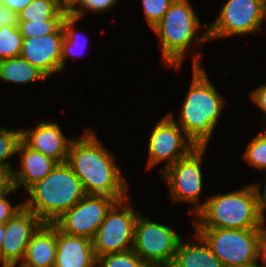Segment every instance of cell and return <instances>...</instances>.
I'll return each mask as SVG.
<instances>
[{"label":"cell","mask_w":266,"mask_h":267,"mask_svg":"<svg viewBox=\"0 0 266 267\" xmlns=\"http://www.w3.org/2000/svg\"><path fill=\"white\" fill-rule=\"evenodd\" d=\"M72 139L67 163L80 179L86 194L107 195L117 201L127 198V183L114 156L102 146L93 130Z\"/></svg>","instance_id":"6da1fadb"},{"label":"cell","mask_w":266,"mask_h":267,"mask_svg":"<svg viewBox=\"0 0 266 267\" xmlns=\"http://www.w3.org/2000/svg\"><path fill=\"white\" fill-rule=\"evenodd\" d=\"M193 79L182 104L179 120H174L196 146H207L225 106L200 64V53L193 55Z\"/></svg>","instance_id":"7a4b0ae2"},{"label":"cell","mask_w":266,"mask_h":267,"mask_svg":"<svg viewBox=\"0 0 266 267\" xmlns=\"http://www.w3.org/2000/svg\"><path fill=\"white\" fill-rule=\"evenodd\" d=\"M259 185L243 186L226 194L210 196L196 213L195 228L249 229L259 228L262 213Z\"/></svg>","instance_id":"3957f363"},{"label":"cell","mask_w":266,"mask_h":267,"mask_svg":"<svg viewBox=\"0 0 266 267\" xmlns=\"http://www.w3.org/2000/svg\"><path fill=\"white\" fill-rule=\"evenodd\" d=\"M27 192L31 198L23 202V205L43 223H53L86 195L80 179L67 162L58 163Z\"/></svg>","instance_id":"277c9868"},{"label":"cell","mask_w":266,"mask_h":267,"mask_svg":"<svg viewBox=\"0 0 266 267\" xmlns=\"http://www.w3.org/2000/svg\"><path fill=\"white\" fill-rule=\"evenodd\" d=\"M201 28V22L189 1L174 0L162 19L152 28L160 38L164 63L176 70L180 69L184 54L192 47V43L197 46L209 41L208 30L200 37H195Z\"/></svg>","instance_id":"5b68a950"},{"label":"cell","mask_w":266,"mask_h":267,"mask_svg":"<svg viewBox=\"0 0 266 267\" xmlns=\"http://www.w3.org/2000/svg\"><path fill=\"white\" fill-rule=\"evenodd\" d=\"M224 267H248L262 258L259 228H195Z\"/></svg>","instance_id":"8992f818"},{"label":"cell","mask_w":266,"mask_h":267,"mask_svg":"<svg viewBox=\"0 0 266 267\" xmlns=\"http://www.w3.org/2000/svg\"><path fill=\"white\" fill-rule=\"evenodd\" d=\"M180 240L174 229L143 218L140 213L135 222L132 250L150 267H169Z\"/></svg>","instance_id":"52a82bcc"},{"label":"cell","mask_w":266,"mask_h":267,"mask_svg":"<svg viewBox=\"0 0 266 267\" xmlns=\"http://www.w3.org/2000/svg\"><path fill=\"white\" fill-rule=\"evenodd\" d=\"M129 204L127 198L117 201L107 212L92 239L96 257L132 249L135 222L140 213Z\"/></svg>","instance_id":"ba28073f"},{"label":"cell","mask_w":266,"mask_h":267,"mask_svg":"<svg viewBox=\"0 0 266 267\" xmlns=\"http://www.w3.org/2000/svg\"><path fill=\"white\" fill-rule=\"evenodd\" d=\"M265 18L264 0H228L214 23L210 27L206 24L205 28L209 40L235 34L245 35L258 32Z\"/></svg>","instance_id":"9c48e42d"},{"label":"cell","mask_w":266,"mask_h":267,"mask_svg":"<svg viewBox=\"0 0 266 267\" xmlns=\"http://www.w3.org/2000/svg\"><path fill=\"white\" fill-rule=\"evenodd\" d=\"M205 150L206 146H197L186 157L177 160L161 173L169 186L172 202L195 204L194 210H190L194 214L202 208L199 197L203 186L201 165Z\"/></svg>","instance_id":"30bf717a"},{"label":"cell","mask_w":266,"mask_h":267,"mask_svg":"<svg viewBox=\"0 0 266 267\" xmlns=\"http://www.w3.org/2000/svg\"><path fill=\"white\" fill-rule=\"evenodd\" d=\"M117 202L107 195L86 194L53 224L63 233L93 239L107 212Z\"/></svg>","instance_id":"8fae6325"},{"label":"cell","mask_w":266,"mask_h":267,"mask_svg":"<svg viewBox=\"0 0 266 267\" xmlns=\"http://www.w3.org/2000/svg\"><path fill=\"white\" fill-rule=\"evenodd\" d=\"M172 116L171 113L163 116L164 118L157 122L151 133L147 169L165 161V165L161 169L162 173L197 147L187 135H183L184 130L174 121Z\"/></svg>","instance_id":"7c38bea8"},{"label":"cell","mask_w":266,"mask_h":267,"mask_svg":"<svg viewBox=\"0 0 266 267\" xmlns=\"http://www.w3.org/2000/svg\"><path fill=\"white\" fill-rule=\"evenodd\" d=\"M43 222L24 205L5 222V238L0 249L2 267H15L23 261L33 234Z\"/></svg>","instance_id":"4fadbf2b"},{"label":"cell","mask_w":266,"mask_h":267,"mask_svg":"<svg viewBox=\"0 0 266 267\" xmlns=\"http://www.w3.org/2000/svg\"><path fill=\"white\" fill-rule=\"evenodd\" d=\"M64 33L23 38L20 56L42 71L48 78L61 72V54Z\"/></svg>","instance_id":"5bb4252c"},{"label":"cell","mask_w":266,"mask_h":267,"mask_svg":"<svg viewBox=\"0 0 266 267\" xmlns=\"http://www.w3.org/2000/svg\"><path fill=\"white\" fill-rule=\"evenodd\" d=\"M22 140L32 149L41 152L58 163L68 160L69 147L72 139L68 140L57 123L39 122L35 129H22Z\"/></svg>","instance_id":"9a60e30c"},{"label":"cell","mask_w":266,"mask_h":267,"mask_svg":"<svg viewBox=\"0 0 266 267\" xmlns=\"http://www.w3.org/2000/svg\"><path fill=\"white\" fill-rule=\"evenodd\" d=\"M92 240L72 236L57 228V252L54 267H96Z\"/></svg>","instance_id":"2e32d148"},{"label":"cell","mask_w":266,"mask_h":267,"mask_svg":"<svg viewBox=\"0 0 266 267\" xmlns=\"http://www.w3.org/2000/svg\"><path fill=\"white\" fill-rule=\"evenodd\" d=\"M21 153V170H14L16 189L23 186L28 190L36 182L44 179L58 164L54 159L45 156L20 141L17 153Z\"/></svg>","instance_id":"e0dca14e"},{"label":"cell","mask_w":266,"mask_h":267,"mask_svg":"<svg viewBox=\"0 0 266 267\" xmlns=\"http://www.w3.org/2000/svg\"><path fill=\"white\" fill-rule=\"evenodd\" d=\"M57 252V227L43 223L33 234L20 267H54Z\"/></svg>","instance_id":"ac0fdd59"},{"label":"cell","mask_w":266,"mask_h":267,"mask_svg":"<svg viewBox=\"0 0 266 267\" xmlns=\"http://www.w3.org/2000/svg\"><path fill=\"white\" fill-rule=\"evenodd\" d=\"M195 237L197 243L179 241L174 259L169 267H224L204 239L197 233Z\"/></svg>","instance_id":"d6986e66"},{"label":"cell","mask_w":266,"mask_h":267,"mask_svg":"<svg viewBox=\"0 0 266 267\" xmlns=\"http://www.w3.org/2000/svg\"><path fill=\"white\" fill-rule=\"evenodd\" d=\"M48 77L23 57L0 60V80L26 84L33 81H44Z\"/></svg>","instance_id":"ffe728a7"},{"label":"cell","mask_w":266,"mask_h":267,"mask_svg":"<svg viewBox=\"0 0 266 267\" xmlns=\"http://www.w3.org/2000/svg\"><path fill=\"white\" fill-rule=\"evenodd\" d=\"M66 13L61 11L56 0H33L18 13V21L44 22L64 20Z\"/></svg>","instance_id":"44dd1931"},{"label":"cell","mask_w":266,"mask_h":267,"mask_svg":"<svg viewBox=\"0 0 266 267\" xmlns=\"http://www.w3.org/2000/svg\"><path fill=\"white\" fill-rule=\"evenodd\" d=\"M79 17L73 16V15H66L62 22V28L64 31V39L62 43V54H61V72L64 70L65 62L67 60L68 56H77L78 51L75 50V48H80L82 51L84 47L86 46L87 39L80 38L79 35L75 30V24L79 20ZM82 37V36H81ZM82 42H81V41ZM79 50V49H78ZM75 51H77L75 53ZM80 51V52H81Z\"/></svg>","instance_id":"7402d4cb"},{"label":"cell","mask_w":266,"mask_h":267,"mask_svg":"<svg viewBox=\"0 0 266 267\" xmlns=\"http://www.w3.org/2000/svg\"><path fill=\"white\" fill-rule=\"evenodd\" d=\"M22 44L23 36L19 27L0 28V60L20 56Z\"/></svg>","instance_id":"603a6c76"},{"label":"cell","mask_w":266,"mask_h":267,"mask_svg":"<svg viewBox=\"0 0 266 267\" xmlns=\"http://www.w3.org/2000/svg\"><path fill=\"white\" fill-rule=\"evenodd\" d=\"M97 267H150L132 249L97 257Z\"/></svg>","instance_id":"cb8c5ba5"},{"label":"cell","mask_w":266,"mask_h":267,"mask_svg":"<svg viewBox=\"0 0 266 267\" xmlns=\"http://www.w3.org/2000/svg\"><path fill=\"white\" fill-rule=\"evenodd\" d=\"M245 161L252 167L266 172V132L256 135L248 143L243 154Z\"/></svg>","instance_id":"d4e9b609"},{"label":"cell","mask_w":266,"mask_h":267,"mask_svg":"<svg viewBox=\"0 0 266 267\" xmlns=\"http://www.w3.org/2000/svg\"><path fill=\"white\" fill-rule=\"evenodd\" d=\"M62 22L63 20L19 21L18 27L23 38L41 37L52 33H64Z\"/></svg>","instance_id":"484cf974"},{"label":"cell","mask_w":266,"mask_h":267,"mask_svg":"<svg viewBox=\"0 0 266 267\" xmlns=\"http://www.w3.org/2000/svg\"><path fill=\"white\" fill-rule=\"evenodd\" d=\"M21 140L22 130L0 127V166L11 167L7 161L9 157L18 154L17 149Z\"/></svg>","instance_id":"4316f807"},{"label":"cell","mask_w":266,"mask_h":267,"mask_svg":"<svg viewBox=\"0 0 266 267\" xmlns=\"http://www.w3.org/2000/svg\"><path fill=\"white\" fill-rule=\"evenodd\" d=\"M174 0H142L144 16L153 28L164 16Z\"/></svg>","instance_id":"83f0119b"},{"label":"cell","mask_w":266,"mask_h":267,"mask_svg":"<svg viewBox=\"0 0 266 267\" xmlns=\"http://www.w3.org/2000/svg\"><path fill=\"white\" fill-rule=\"evenodd\" d=\"M117 1L118 0H82L80 7L75 8V11L71 15L81 18L87 10L94 13H102L114 7ZM81 7H83V9H81Z\"/></svg>","instance_id":"f1b7e54d"},{"label":"cell","mask_w":266,"mask_h":267,"mask_svg":"<svg viewBox=\"0 0 266 267\" xmlns=\"http://www.w3.org/2000/svg\"><path fill=\"white\" fill-rule=\"evenodd\" d=\"M14 181V169L11 167L0 166V196L12 194L16 191Z\"/></svg>","instance_id":"f546056e"},{"label":"cell","mask_w":266,"mask_h":267,"mask_svg":"<svg viewBox=\"0 0 266 267\" xmlns=\"http://www.w3.org/2000/svg\"><path fill=\"white\" fill-rule=\"evenodd\" d=\"M8 196L9 194L0 196V223H5L23 207V202L12 206L9 199H7Z\"/></svg>","instance_id":"4dcf8cb0"},{"label":"cell","mask_w":266,"mask_h":267,"mask_svg":"<svg viewBox=\"0 0 266 267\" xmlns=\"http://www.w3.org/2000/svg\"><path fill=\"white\" fill-rule=\"evenodd\" d=\"M18 14L12 11L8 6L0 3V28L18 27Z\"/></svg>","instance_id":"1f68e13d"},{"label":"cell","mask_w":266,"mask_h":267,"mask_svg":"<svg viewBox=\"0 0 266 267\" xmlns=\"http://www.w3.org/2000/svg\"><path fill=\"white\" fill-rule=\"evenodd\" d=\"M250 97L253 103L266 114V84L258 86L251 92Z\"/></svg>","instance_id":"d6a6232c"},{"label":"cell","mask_w":266,"mask_h":267,"mask_svg":"<svg viewBox=\"0 0 266 267\" xmlns=\"http://www.w3.org/2000/svg\"><path fill=\"white\" fill-rule=\"evenodd\" d=\"M33 0H1L0 3L8 6L12 11L17 14L27 7Z\"/></svg>","instance_id":"836d02e7"},{"label":"cell","mask_w":266,"mask_h":267,"mask_svg":"<svg viewBox=\"0 0 266 267\" xmlns=\"http://www.w3.org/2000/svg\"><path fill=\"white\" fill-rule=\"evenodd\" d=\"M59 9L67 15H71L75 11L76 5H81L82 0H56Z\"/></svg>","instance_id":"e575fe53"},{"label":"cell","mask_w":266,"mask_h":267,"mask_svg":"<svg viewBox=\"0 0 266 267\" xmlns=\"http://www.w3.org/2000/svg\"><path fill=\"white\" fill-rule=\"evenodd\" d=\"M265 222H266L265 219L261 220V223L259 225V233H260L262 259L266 261V227H264Z\"/></svg>","instance_id":"d590c367"},{"label":"cell","mask_w":266,"mask_h":267,"mask_svg":"<svg viewBox=\"0 0 266 267\" xmlns=\"http://www.w3.org/2000/svg\"><path fill=\"white\" fill-rule=\"evenodd\" d=\"M259 204H260V209L262 213V219H265L264 211L266 209V184H265V189L263 190L262 194L260 193V190H259Z\"/></svg>","instance_id":"8d00e7d4"},{"label":"cell","mask_w":266,"mask_h":267,"mask_svg":"<svg viewBox=\"0 0 266 267\" xmlns=\"http://www.w3.org/2000/svg\"><path fill=\"white\" fill-rule=\"evenodd\" d=\"M4 231H5V223H0V249L3 243V239L5 238Z\"/></svg>","instance_id":"74e56055"},{"label":"cell","mask_w":266,"mask_h":267,"mask_svg":"<svg viewBox=\"0 0 266 267\" xmlns=\"http://www.w3.org/2000/svg\"><path fill=\"white\" fill-rule=\"evenodd\" d=\"M262 261H263L262 266L261 265H258L257 262H255V263L251 264L248 267H266V261L264 259H262Z\"/></svg>","instance_id":"f35d334b"}]
</instances>
